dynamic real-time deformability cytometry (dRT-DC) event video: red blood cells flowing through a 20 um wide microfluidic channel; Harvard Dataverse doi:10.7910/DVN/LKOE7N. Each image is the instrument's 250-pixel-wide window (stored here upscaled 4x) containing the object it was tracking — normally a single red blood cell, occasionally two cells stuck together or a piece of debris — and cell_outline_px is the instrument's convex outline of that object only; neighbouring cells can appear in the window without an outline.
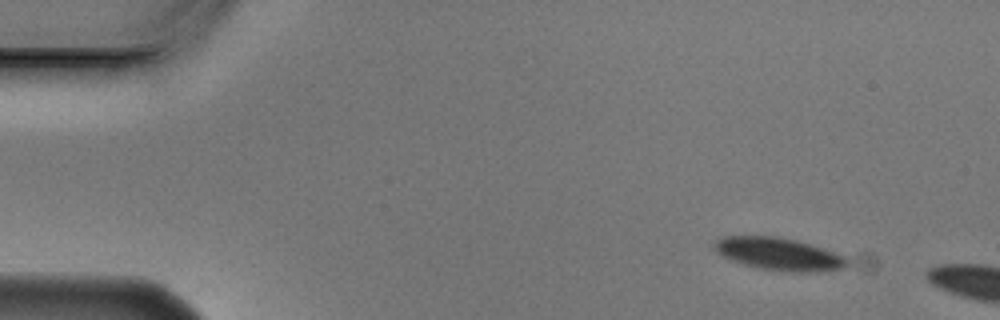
{"species": "Egyptian fruit bat (a non-hibernating species)", "species_latin": "Rousettus aegyptiacus", "temperature_condition": "cold", "stored_images_in_passage": 2, "camera_frame_rate_fps": 3000, "um_per_image_px": 0.085, "animal": {"sex": "male"}, "frame": {"image": 1, "passage_image": 1, "time_ms": 0.0, "image_size_px": [1000, 320], "cell_outline_px": [[848, 264], [844, 268], [812, 272], [792, 272], [760, 268], [744, 264], [732, 260], [716, 252], [712, 248], [712, 244], [716, 240], [724, 236], [776, 236], [796, 240], [844, 256], [848, 260]], "centroid_in_image_um": [66.15, 21.58], "position_along_channel_um": 18.8, "area_um2": 24.85}}